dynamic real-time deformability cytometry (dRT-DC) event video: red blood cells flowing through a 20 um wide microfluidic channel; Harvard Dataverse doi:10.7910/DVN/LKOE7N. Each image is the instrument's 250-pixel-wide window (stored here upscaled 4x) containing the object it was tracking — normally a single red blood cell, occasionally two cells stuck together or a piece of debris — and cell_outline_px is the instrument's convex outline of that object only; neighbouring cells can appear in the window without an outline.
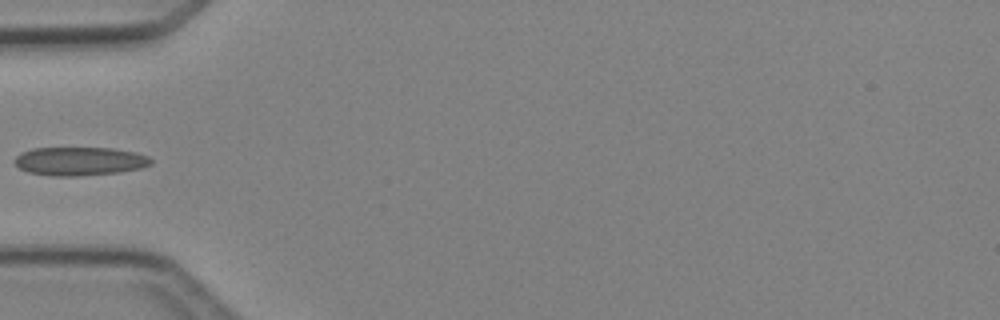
{"species": "Egyptian fruit bat (a non-hibernating species)", "species_latin": "Rousettus aegyptiacus", "temperature_condition": "cold", "stored_images_in_passage": 4, "camera_frame_rate_fps": 3000, "um_per_image_px": 0.085, "animal": {"sex": "female"}, "frame": {"image": 1, "passage_image": 4, "time_ms": 3.333, "image_size_px": [1000, 320], "cell_outline_px": [[152, 164], [140, 168], [120, 172], [76, 176], [56, 176], [28, 172], [20, 168], [12, 160], [20, 152], [32, 148], [112, 148], [136, 152], [148, 156], [152, 160]], "centroid_in_image_um": [6.76, 13.69], "position_along_channel_um": 78.2, "area_um2": 22.72}}